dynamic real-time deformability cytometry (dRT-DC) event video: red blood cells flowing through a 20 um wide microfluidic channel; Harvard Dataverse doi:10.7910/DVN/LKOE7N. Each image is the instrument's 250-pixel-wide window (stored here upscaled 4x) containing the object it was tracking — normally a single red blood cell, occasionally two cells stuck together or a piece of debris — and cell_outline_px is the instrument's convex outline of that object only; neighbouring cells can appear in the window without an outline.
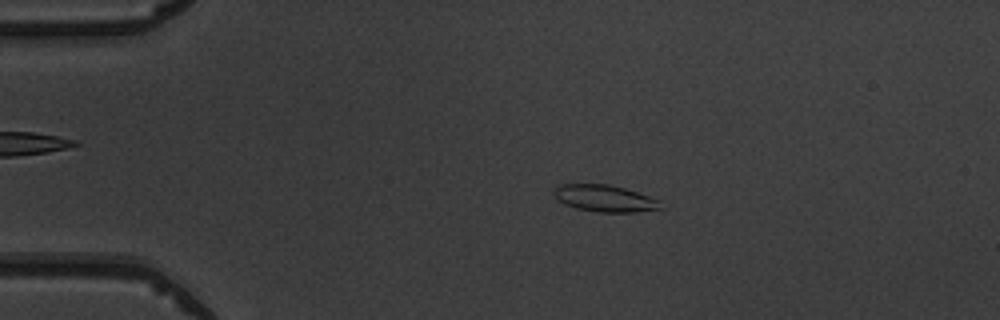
{"species": "common noctule bat (a hibernating species)", "species_latin": "Nyctalus noctula", "temperature_condition": "warm", "stored_images_in_passage": 51, "camera_frame_rate_fps": 3000, "um_per_image_px": 0.085, "animal": {"sex": "male", "body_mass_g": 19.5, "forearm_length_mm": 54.6}, "frame": {"image": 1, "passage_image": 11, "time_ms": 3.333, "image_size_px": [1000, 320], "cell_outline_px": [[660, 208], [636, 212], [600, 212], [576, 208], [564, 204], [556, 200], [552, 192], [560, 184], [608, 184], [624, 188], [660, 200]], "centroid_in_image_um": [51.34, 16.86], "position_along_channel_um": 33.7, "area_um2": 16.53}}
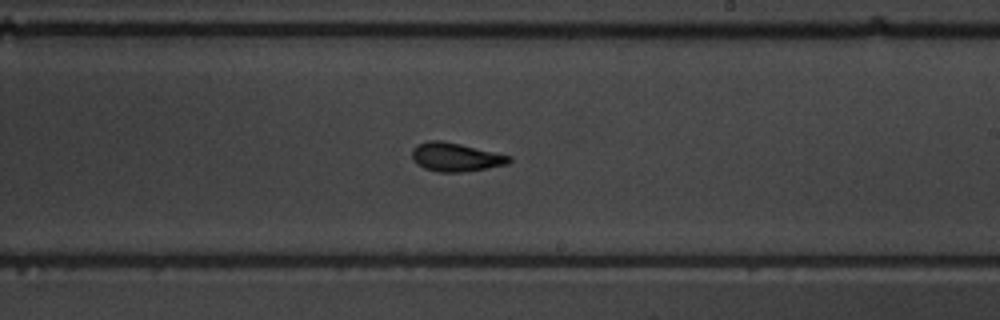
{"frame": {"image": 2, "passage_image": 31, "time_ms": 10.0, "image_size_px": [1000, 320], "cell_outline_px": [[512, 160], [508, 164], [460, 172], [440, 172], [424, 168], [416, 164], [412, 160], [412, 148], [416, 144], [428, 140], [440, 140], [460, 144], [512, 156]], "centroid_in_image_um": [38.69, 13.34], "position_along_channel_um": 250.3, "area_um2": 16.18}}
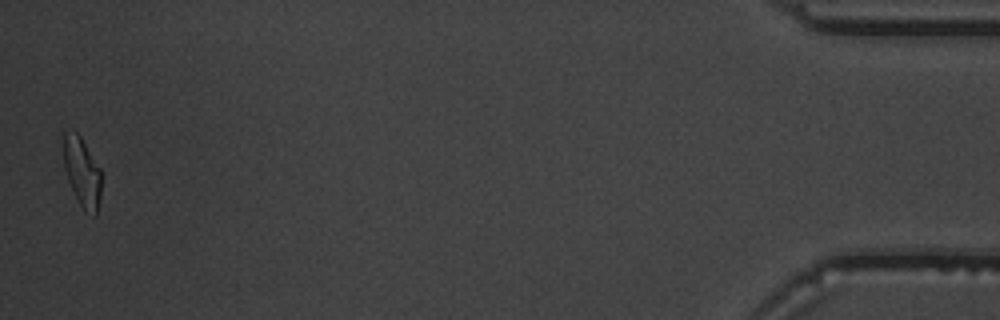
{"frame": {"image": 3, "passage_image": 51, "time_ms": 16.667, "image_size_px": [1000, 320], "cell_outline_px": [[100, 196], [96, 216], [92, 216], [84, 212], [68, 180], [64, 168], [64, 132], [72, 128], [80, 136], [100, 168]], "centroid_in_image_um": [6.97, 14.63], "position_along_channel_um": 428.2, "area_um2": 15.14}, "authors_computed_cell_mechanics": {"area_um2": 16.184, "velocity_mm_per_s": 3.9825, "shape_relaxation_time_tau1_ms": 4.8277, "shape_relaxation_time_tau2_ms": 1.7758, "deformation_change_tau1": 0.1685, "deformation_change_tau2": 0.0731}}